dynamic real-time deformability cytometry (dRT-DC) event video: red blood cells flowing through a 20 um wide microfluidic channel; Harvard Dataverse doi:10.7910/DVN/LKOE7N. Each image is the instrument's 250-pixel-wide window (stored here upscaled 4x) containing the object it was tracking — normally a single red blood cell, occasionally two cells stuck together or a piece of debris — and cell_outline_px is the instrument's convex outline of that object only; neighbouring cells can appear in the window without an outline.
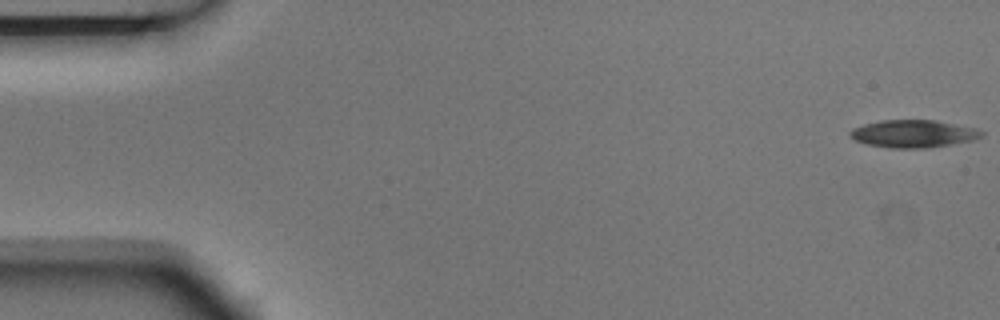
{"species": "Egyptian fruit bat (a non-hibernating species)", "species_latin": "Rousettus aegyptiacus", "temperature_condition": "room temperature", "stored_images_in_passage": 5, "camera_frame_rate_fps": 3000, "um_per_image_px": 0.085, "animal": {"sex": "male"}, "frame": {"image": 1, "passage_image": 1, "time_ms": 0.0, "image_size_px": [1000, 320], "cell_outline_px": [[984, 136], [976, 140], [928, 148], [888, 148], [868, 144], [856, 140], [848, 136], [848, 132], [852, 128], [864, 124], [880, 120], [936, 120], [976, 128], [984, 132]], "centroid_in_image_um": [77.66, 11.37], "position_along_channel_um": 7.3, "area_um2": 21.39}}
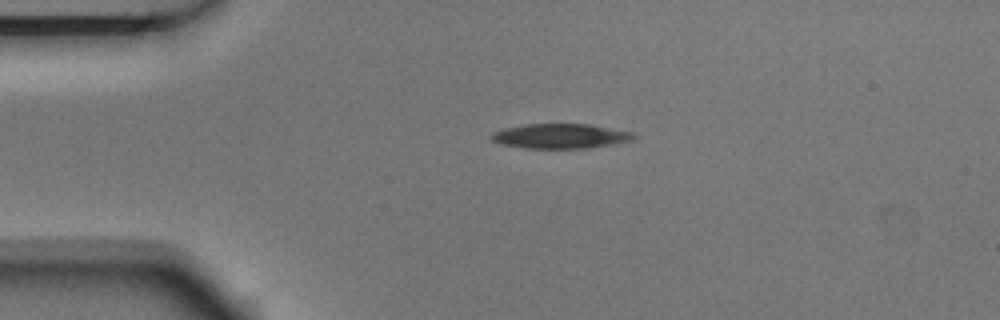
{"frame": {"image": 2, "passage_image": 4, "time_ms": 1.0, "image_size_px": [1000, 320], "cell_outline_px": [[636, 136], [632, 140], [612, 144], [588, 148], [524, 148], [500, 144], [492, 140], [488, 136], [492, 132], [504, 128], [524, 124], [588, 124], [636, 132]], "centroid_in_image_um": [47.62, 11.56], "position_along_channel_um": 37.4, "area_um2": 20.69}}